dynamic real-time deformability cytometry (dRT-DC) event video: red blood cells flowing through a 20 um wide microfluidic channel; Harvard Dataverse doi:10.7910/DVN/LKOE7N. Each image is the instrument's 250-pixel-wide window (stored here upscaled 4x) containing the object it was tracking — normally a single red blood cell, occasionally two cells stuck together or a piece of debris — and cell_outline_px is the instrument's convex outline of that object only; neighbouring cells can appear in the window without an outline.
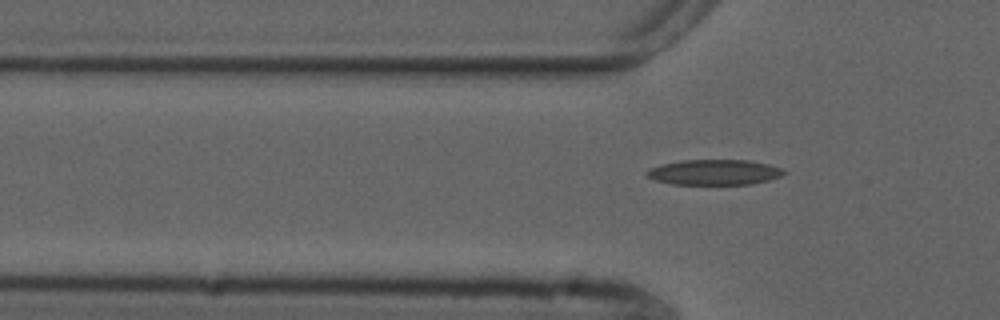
{"species": "common noctule bat (a hibernating species)", "species_latin": "Nyctalus noctula", "temperature_condition": "cold", "stored_images_in_passage": 10, "camera_frame_rate_fps": 3000, "um_per_image_px": 0.085, "animal": {"sex": "male", "forearm_length_mm": 52.5}, "frame": {"image": 1, "passage_image": 5, "time_ms": 1.333, "image_size_px": [1000, 320], "cell_outline_px": [[788, 172], [780, 176], [768, 180], [752, 184], [672, 184], [656, 180], [648, 176], [644, 172], [648, 168], [660, 164], [680, 160], [748, 160], [768, 164], [780, 168]], "centroid_in_image_um": [60.69, 14.63], "position_along_channel_um": 65.1, "area_um2": 20.29}}
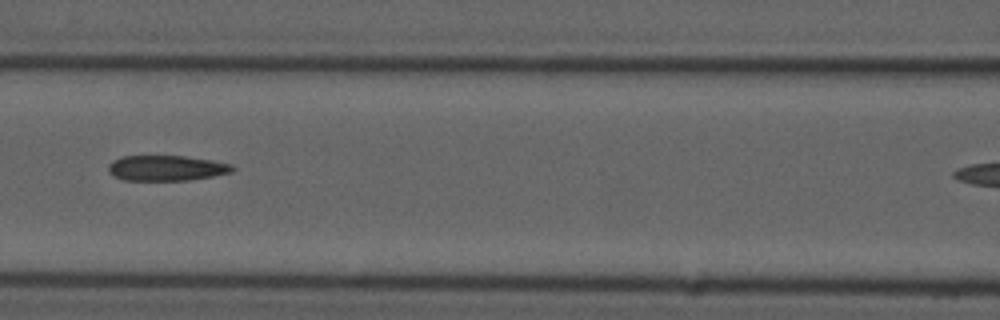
{"frame": {"image": 2, "passage_image": 7, "time_ms": 2.0, "image_size_px": [1000, 320], "cell_outline_px": [[236, 168], [232, 172], [212, 176], [188, 180], [124, 180], [112, 176], [108, 172], [108, 164], [112, 160], [120, 156], [184, 156], [212, 160], [232, 164]], "centroid_in_image_um": [14.11, 14.28], "position_along_channel_um": 152.5, "area_um2": 18.5}}
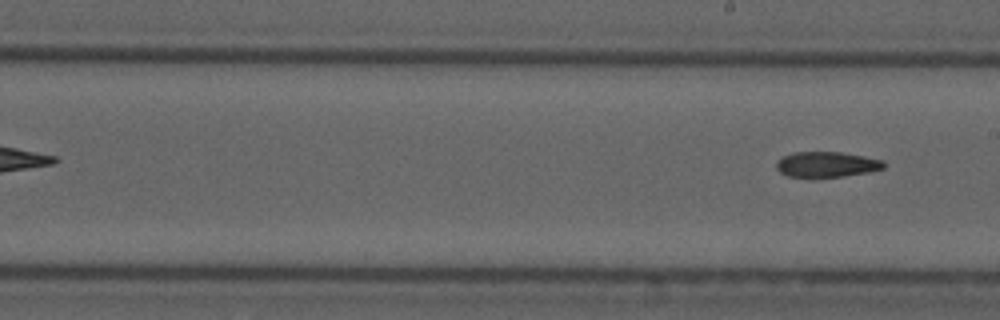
{"frame": {"image": 3, "passage_image": 10, "time_ms": 3.0, "image_size_px": [1000, 320], "cell_outline_px": [[884, 168], [868, 172], [844, 176], [812, 180], [788, 176], [780, 172], [776, 168], [776, 160], [792, 152], [840, 152], [864, 156], [884, 160]], "centroid_in_image_um": [70.21, 14.01], "position_along_channel_um": 218.8, "area_um2": 16.53}}